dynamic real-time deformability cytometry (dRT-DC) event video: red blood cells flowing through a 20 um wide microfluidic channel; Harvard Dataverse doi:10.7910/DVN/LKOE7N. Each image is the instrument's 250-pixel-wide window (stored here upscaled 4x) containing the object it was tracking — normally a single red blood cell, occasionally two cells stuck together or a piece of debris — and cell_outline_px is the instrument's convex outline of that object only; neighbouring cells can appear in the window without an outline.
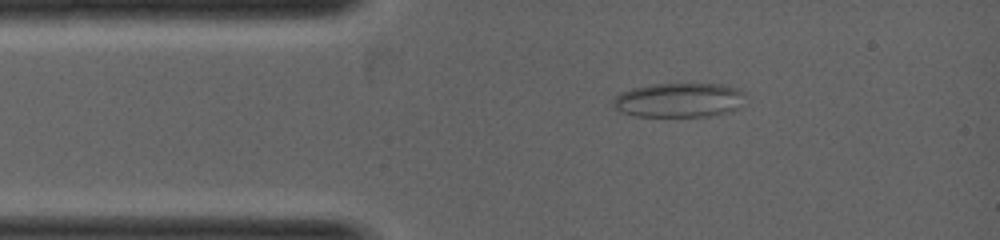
{"species": "common noctule bat (a hibernating species)", "species_latin": "Nyctalus noctula", "temperature_condition": "warm", "stored_images_in_passage": 2, "camera_frame_rate_fps": 5000, "um_per_image_px": 0.085, "animal": {"sex": "female", "body_mass_g": 19.0, "forearm_length_mm": 53.3}, "frame": {"image": 1, "passage_image": 2, "time_ms": 0.8, "image_size_px": [1000, 240], "cell_outline_px": [[744, 92], [740, 108], [728, 112], [712, 116], [632, 116], [620, 112], [612, 104], [612, 100], [620, 92], [632, 88], [652, 84], [724, 84], [740, 88]], "centroid_in_image_um": [57.71, 8.51], "position_along_channel_um": 27.3, "area_um2": 26.76}}